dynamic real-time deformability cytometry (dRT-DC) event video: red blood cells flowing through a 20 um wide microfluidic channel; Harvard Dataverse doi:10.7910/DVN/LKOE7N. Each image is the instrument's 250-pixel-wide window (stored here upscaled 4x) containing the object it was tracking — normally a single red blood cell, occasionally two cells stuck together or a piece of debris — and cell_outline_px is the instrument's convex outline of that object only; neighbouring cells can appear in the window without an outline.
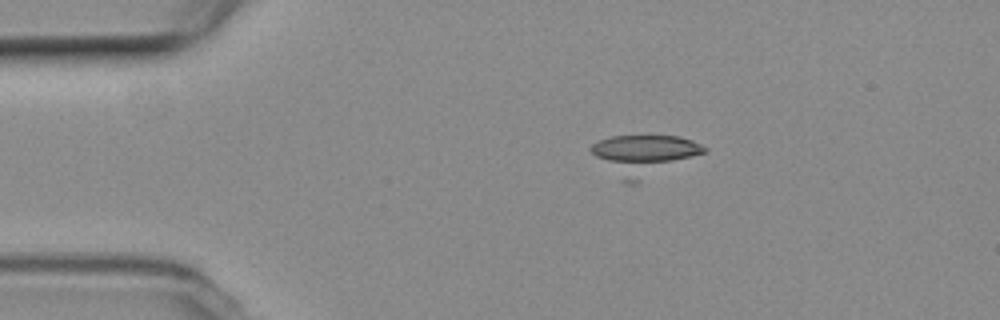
{"species": "common noctule bat (a hibernating species)", "species_latin": "Nyctalus noctula", "temperature_condition": "room temperature", "stored_images_in_passage": 45, "camera_frame_rate_fps": 3000, "um_per_image_px": 0.085, "animal": {"sex": "female", "body_mass_g": 19.3, "forearm_length_mm": 54.1}, "frame": {"image": 1, "passage_image": 1, "time_ms": 0.0, "image_size_px": [1000, 320], "cell_outline_px": [[708, 148], [704, 152], [640, 184], [624, 184], [588, 148], [592, 144], [600, 140], [612, 136], [680, 136], [692, 140]], "centroid_in_image_um": [54.75, 13.21], "position_along_channel_um": 30.2, "area_um2": 26.65}}
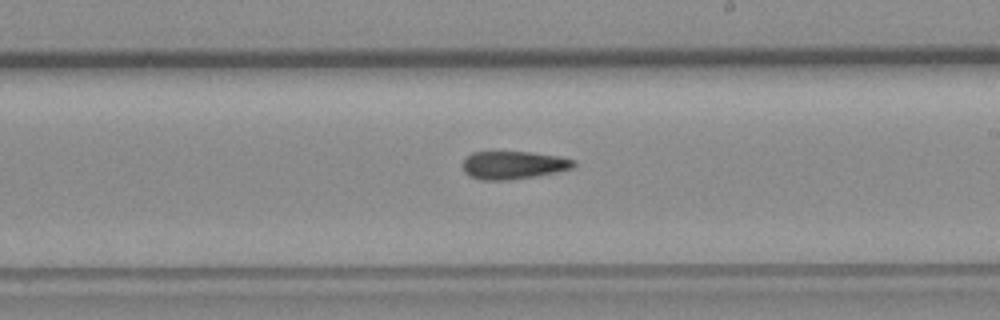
{"frame": {"image": 2, "passage_image": 22, "time_ms": 7.0, "image_size_px": [1000, 320], "cell_outline_px": [[576, 164], [572, 168], [556, 172], [508, 180], [480, 180], [468, 176], [464, 172], [464, 160], [472, 152], [532, 152], [560, 156], [576, 160]], "centroid_in_image_um": [43.65, 14.03], "position_along_channel_um": 245.4, "area_um2": 18.03}}
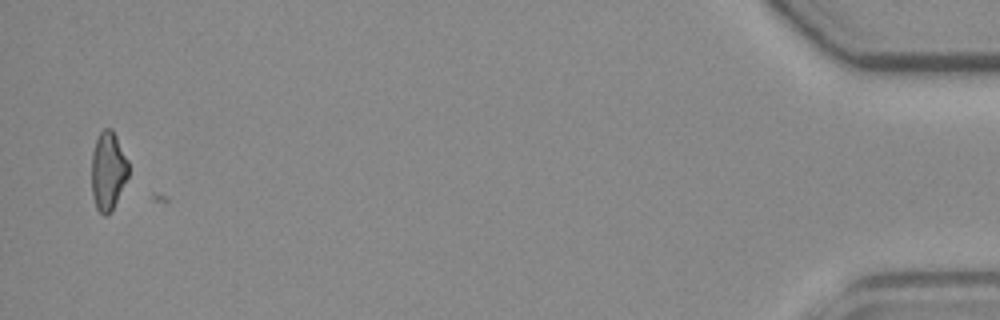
{"frame": {"image": 3, "passage_image": 44, "time_ms": 14.333, "image_size_px": [1000, 320], "cell_outline_px": [[128, 176], [112, 212], [104, 216], [96, 208], [92, 196], [92, 152], [96, 140], [100, 132], [104, 128], [112, 128], [128, 160]], "centroid_in_image_um": [9.18, 14.54], "position_along_channel_um": 426.0, "area_um2": 16.94}, "authors_computed_cell_mechanics": {"area_um2": 18.6116, "velocity_mm_per_s": 3.7583, "shape_relaxation_time_tau1_ms": null, "shape_relaxation_time_tau2_ms": 8.5176, "deformation_change_tau1": null, "deformation_change_tau2": 0.1962}}